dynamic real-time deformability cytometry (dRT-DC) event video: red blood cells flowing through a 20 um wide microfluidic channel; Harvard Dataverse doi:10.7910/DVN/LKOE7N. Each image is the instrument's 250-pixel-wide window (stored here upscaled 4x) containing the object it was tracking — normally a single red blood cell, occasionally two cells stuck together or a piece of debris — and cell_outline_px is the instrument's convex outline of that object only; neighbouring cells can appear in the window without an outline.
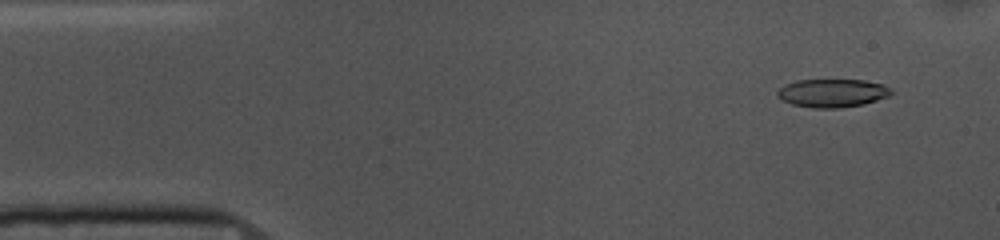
{"species": "common noctule bat (a hibernating species)", "species_latin": "Nyctalus noctula", "temperature_condition": "cold", "stored_images_in_passage": 53, "camera_frame_rate_fps": 3000, "um_per_image_px": 0.085, "animal": {"sex": "female", "body_mass_g": 10.0, "forearm_length_mm": 53.1}, "frame": {"image": 1, "passage_image": 4, "time_ms": 1.0, "image_size_px": [1000, 240], "cell_outline_px": [[892, 92], [888, 96], [864, 104], [840, 108], [812, 108], [792, 104], [776, 96], [776, 92], [784, 84], [796, 80], [864, 80], [884, 84], [892, 88]], "centroid_in_image_um": [70.75, 7.9], "position_along_channel_um": 14.3, "area_um2": 18.84}}
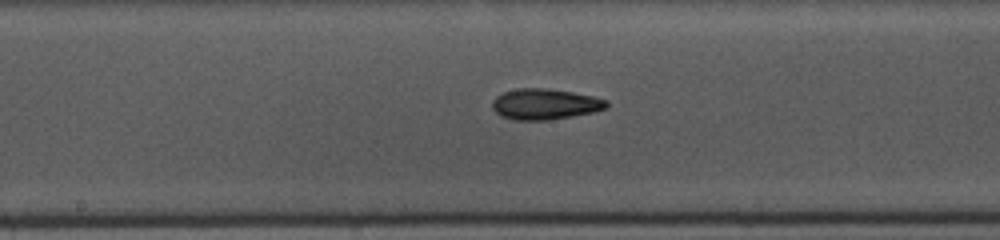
{"frame": {"image": 2, "passage_image": 26, "time_ms": 8.333, "image_size_px": [1000, 240], "cell_outline_px": [[608, 108], [592, 112], [572, 116], [548, 120], [516, 120], [500, 116], [492, 108], [492, 100], [496, 96], [504, 92], [516, 88], [548, 88], [572, 92], [592, 96], [608, 100]], "centroid_in_image_um": [46.31, 8.85], "position_along_channel_um": 201.9, "area_um2": 20.58}}
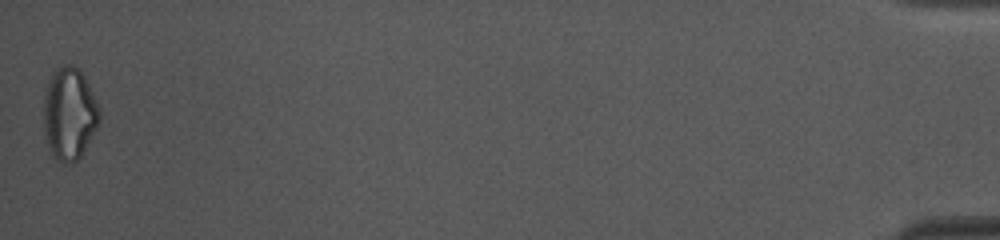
{"frame": {"image": 3, "passage_image": 53, "time_ms": 17.333, "image_size_px": [1000, 240], "cell_outline_px": [[100, 120], [96, 128], [80, 156], [76, 160], [64, 164], [52, 156], [44, 132], [44, 96], [52, 72], [56, 68], [64, 64], [72, 64], [84, 76], [100, 108]], "centroid_in_image_um": [5.88, 9.65], "position_along_channel_um": 429.3, "area_um2": 29.71}, "authors_computed_cell_mechanics": {"area_um2": 19.8832, "velocity_mm_per_s": 3.6704, "shape_relaxation_time_tau1_ms": 6.836, "shape_relaxation_time_tau2_ms": 6.0065, "deformation_change_tau1": 0.1798, "deformation_change_tau2": 0.1458}}